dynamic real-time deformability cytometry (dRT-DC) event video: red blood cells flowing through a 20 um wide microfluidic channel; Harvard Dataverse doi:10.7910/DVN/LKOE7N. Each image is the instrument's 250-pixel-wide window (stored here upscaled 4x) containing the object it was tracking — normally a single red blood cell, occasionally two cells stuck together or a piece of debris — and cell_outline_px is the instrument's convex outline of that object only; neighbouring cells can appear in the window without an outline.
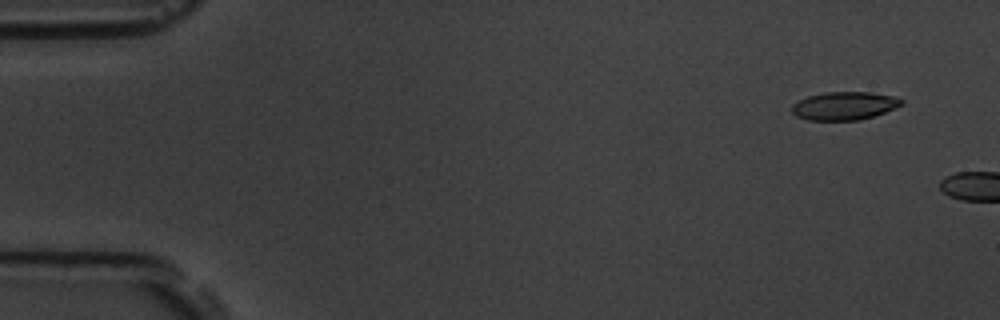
{"species": "common noctule bat (a hibernating species)", "species_latin": "Nyctalus noctula", "temperature_condition": "room temperature", "stored_images_in_passage": 3, "camera_frame_rate_fps": 3000, "um_per_image_px": 0.085, "animal": {"sex": "male", "body_mass_g": 19.5, "forearm_length_mm": 54.6}, "frame": {"image": 1, "passage_image": 1, "time_ms": 0.0, "image_size_px": [1000, 320], "cell_outline_px": [[904, 104], [884, 112], [860, 120], [808, 120], [796, 116], [792, 112], [792, 104], [808, 96], [824, 92], [872, 92], [896, 96], [904, 100]], "centroid_in_image_um": [71.79, 8.98], "position_along_channel_um": 13.2, "area_um2": 18.03}}